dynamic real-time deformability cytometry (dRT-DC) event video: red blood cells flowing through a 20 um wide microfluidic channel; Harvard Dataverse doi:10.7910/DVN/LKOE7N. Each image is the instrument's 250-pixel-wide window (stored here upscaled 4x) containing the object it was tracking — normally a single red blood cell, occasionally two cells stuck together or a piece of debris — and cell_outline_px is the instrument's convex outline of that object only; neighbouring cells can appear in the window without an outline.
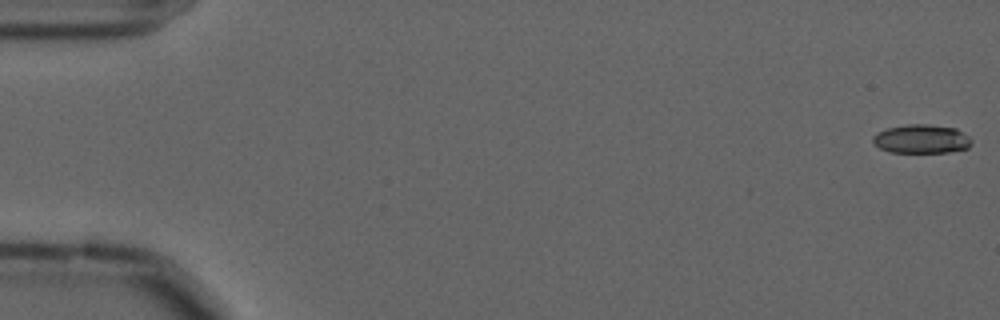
{"species": "common noctule bat (a hibernating species)", "species_latin": "Nyctalus noctula", "temperature_condition": "cold", "stored_images_in_passage": 57, "camera_frame_rate_fps": 3000, "um_per_image_px": 0.085, "animal": {"sex": "male", "forearm_length_mm": 52.5}, "frame": {"image": 1, "passage_image": 1, "time_ms": 0.0, "image_size_px": [1000, 320], "cell_outline_px": [[972, 144], [968, 148], [948, 152], [888, 152], [880, 148], [872, 140], [872, 136], [876, 132], [888, 128], [908, 124], [928, 124], [956, 128], [968, 136], [972, 140]], "centroid_in_image_um": [78.33, 11.81], "position_along_channel_um": 6.7, "area_um2": 16.59}}
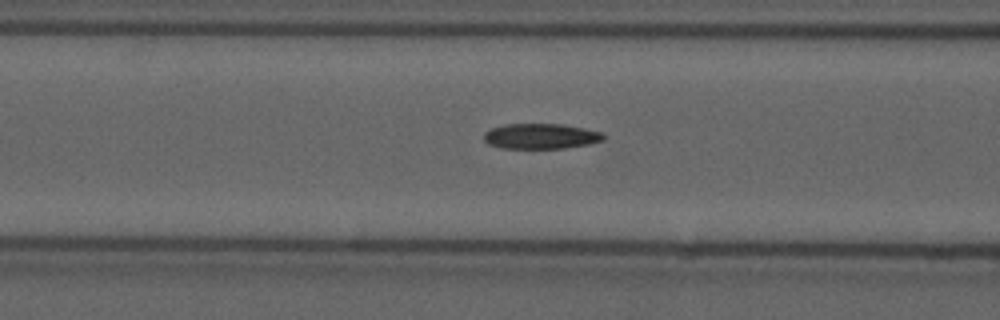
{"frame": {"image": 2, "passage_image": 23, "time_ms": 7.333, "image_size_px": [1000, 320], "cell_outline_px": [[604, 140], [592, 144], [564, 148], [500, 148], [488, 144], [484, 140], [484, 132], [492, 128], [504, 124], [564, 124], [604, 132]], "centroid_in_image_um": [46.0, 11.58], "position_along_channel_um": 120.6, "area_um2": 17.86}}
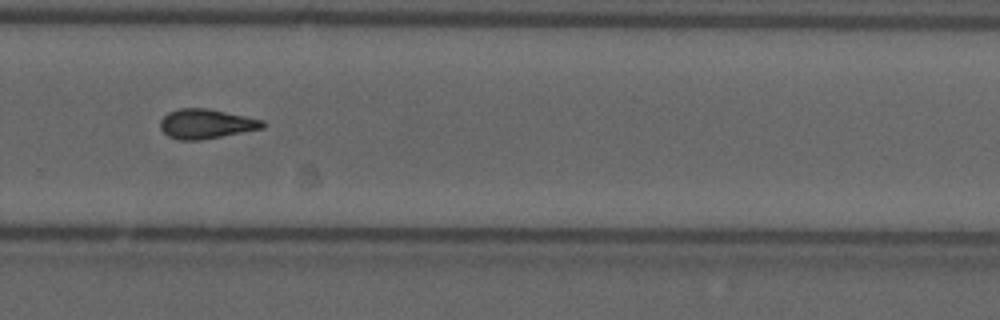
{"frame": {"image": 3, "passage_image": 39, "time_ms": 12.667, "image_size_px": [1000, 320], "cell_outline_px": [[264, 128], [200, 140], [176, 140], [168, 136], [160, 128], [160, 120], [168, 112], [180, 108], [208, 108], [264, 120]], "centroid_in_image_um": [17.49, 10.52], "position_along_channel_um": 312.3, "area_um2": 17.63}, "authors_computed_cell_mechanics": {"area_um2": 17.2822, "velocity_mm_per_s": 3.5983, "shape_relaxation_time_tau1_ms": null, "shape_relaxation_time_tau2_ms": 2.8662, "deformation_change_tau1": null, "deformation_change_tau2": 0.0999}}